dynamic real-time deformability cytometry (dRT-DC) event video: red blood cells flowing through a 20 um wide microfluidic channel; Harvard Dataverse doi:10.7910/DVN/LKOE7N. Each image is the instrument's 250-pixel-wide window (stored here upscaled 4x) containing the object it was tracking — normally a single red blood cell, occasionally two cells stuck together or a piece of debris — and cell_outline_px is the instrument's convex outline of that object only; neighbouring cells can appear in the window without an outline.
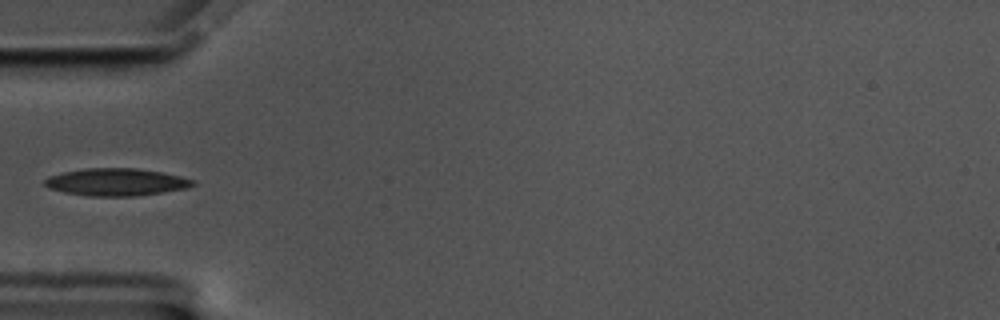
{"species": "common noctule bat (a hibernating species)", "species_latin": "Nyctalus noctula", "temperature_condition": "cold", "stored_images_in_passage": 40, "camera_frame_rate_fps": 3000, "um_per_image_px": 0.085, "animal": {"sex": "male", "body_mass_g": 17.5, "forearm_length_mm": 52.3}, "frame": {"image": 1, "passage_image": 1, "time_ms": 0.0, "image_size_px": [1000, 320], "cell_outline_px": [[196, 184], [188, 188], [132, 196], [92, 196], [64, 192], [48, 188], [44, 184], [44, 180], [48, 176], [64, 172], [84, 168], [136, 168], [160, 172], [180, 176], [196, 180]], "centroid_in_image_um": [9.87, 15.47], "position_along_channel_um": 75.1, "area_um2": 23.52}}
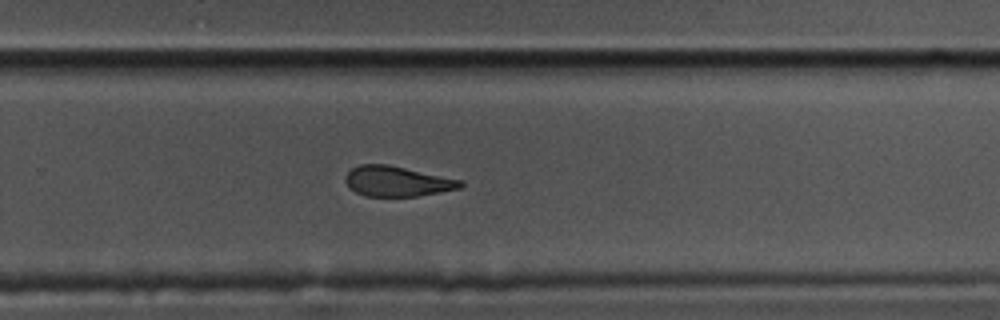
{"frame": {"image": 2, "passage_image": 20, "time_ms": 6.333, "image_size_px": [1000, 320], "cell_outline_px": [[464, 184], [460, 188], [440, 192], [416, 196], [364, 196], [356, 192], [344, 180], [344, 176], [352, 168], [360, 164], [388, 164], [460, 180]], "centroid_in_image_um": [33.72, 15.41], "position_along_channel_um": 296.1, "area_um2": 20.0}}
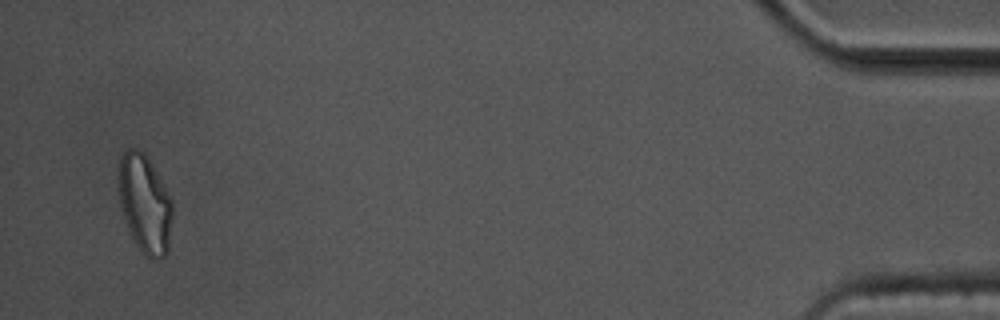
{"frame": {"image": 3, "passage_image": 38, "time_ms": 12.333, "image_size_px": [1000, 320], "cell_outline_px": [[172, 216], [168, 252], [164, 256], [156, 260], [152, 260], [144, 256], [136, 244], [128, 228], [120, 204], [120, 156], [128, 148], [136, 148], [144, 152], [172, 200]], "centroid_in_image_um": [12.33, 17.37], "position_along_channel_um": 422.9, "area_um2": 30.4}}